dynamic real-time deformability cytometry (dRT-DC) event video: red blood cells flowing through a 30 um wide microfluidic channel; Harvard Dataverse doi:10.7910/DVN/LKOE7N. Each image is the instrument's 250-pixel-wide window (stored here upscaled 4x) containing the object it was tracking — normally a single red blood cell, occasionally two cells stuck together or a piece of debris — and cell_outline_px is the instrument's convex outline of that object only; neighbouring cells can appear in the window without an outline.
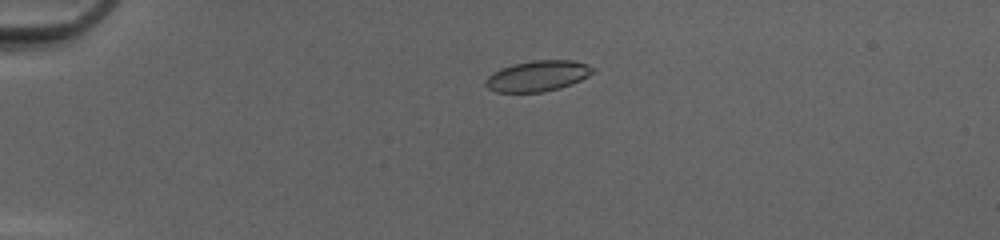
{"species": "common noctule bat (a hibernating species)", "species_latin": "Nyctalus noctula", "temperature_condition": "cold", "stored_images_in_passage": 50, "camera_frame_rate_fps": 3000, "um_per_image_px": 0.085, "animal": {"sex": "female", "body_mass_g": 20.0, "forearm_length_mm": 54.0}, "frame": {"image": 1, "passage_image": 12, "time_ms": 3.667, "image_size_px": [1000, 240], "cell_outline_px": [[596, 68], [588, 76], [580, 80], [560, 88], [544, 92], [496, 92], [488, 88], [484, 84], [484, 80], [492, 72], [500, 68], [512, 64], [532, 60], [572, 60]], "centroid_in_image_um": [45.65, 6.46], "position_along_channel_um": 39.3, "area_um2": 19.25}}
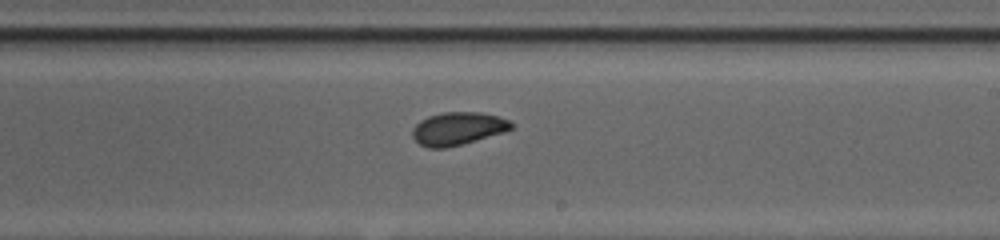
{"frame": {"image": 2, "passage_image": 31, "time_ms": 10.0, "image_size_px": [1000, 240], "cell_outline_px": [[516, 124], [512, 128], [504, 132], [476, 140], [444, 148], [428, 148], [420, 144], [412, 136], [412, 128], [420, 120], [428, 116], [444, 112], [480, 112], [496, 116], [508, 120]], "centroid_in_image_um": [38.91, 10.92], "position_along_channel_um": 250.1, "area_um2": 18.84}}
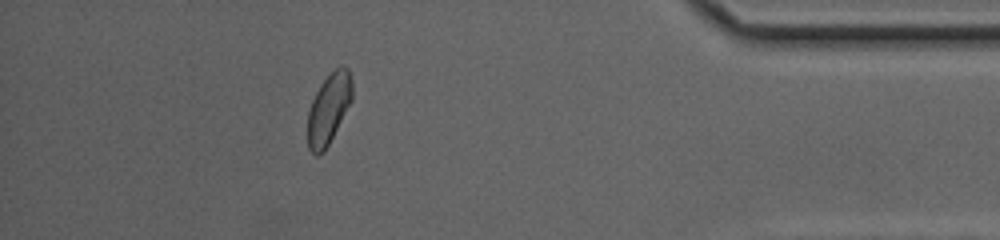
{"frame": {"image": 3, "passage_image": 45, "time_ms": 14.667, "image_size_px": [1000, 240], "cell_outline_px": [[352, 100], [324, 152], [316, 156], [308, 148], [308, 112], [312, 100], [320, 84], [340, 64], [344, 64], [348, 68], [352, 80]], "centroid_in_image_um": [27.95, 9.22], "position_along_channel_um": 407.3, "area_um2": 18.21}, "authors_computed_cell_mechanics": {"area_um2": 18.9873, "velocity_mm_per_s": 4.1677, "shape_relaxation_time_tau1_ms": 3.7003, "shape_relaxation_time_tau2_ms": 1.8438, "deformation_change_tau1": 0.1064, "deformation_change_tau2": 0.0442}}